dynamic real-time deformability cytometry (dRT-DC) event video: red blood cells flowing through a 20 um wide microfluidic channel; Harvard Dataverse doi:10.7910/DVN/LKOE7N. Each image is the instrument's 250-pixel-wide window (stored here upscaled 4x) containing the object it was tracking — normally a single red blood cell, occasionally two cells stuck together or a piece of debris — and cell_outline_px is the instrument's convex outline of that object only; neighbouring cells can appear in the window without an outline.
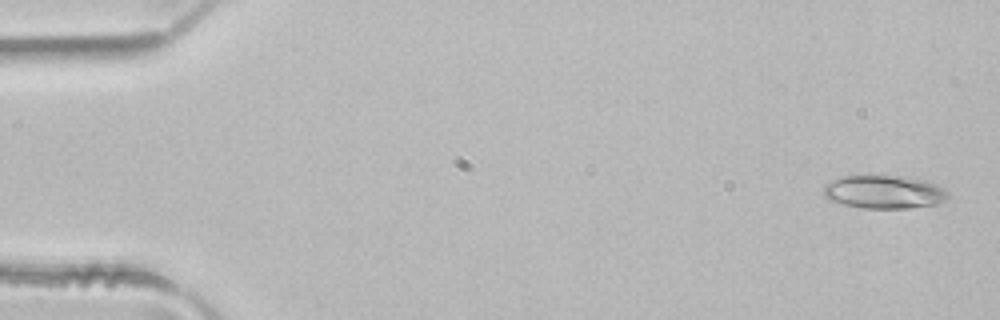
{"species": "common noctule bat (a hibernating species)", "species_latin": "Nyctalus noctula", "temperature_condition": "room temperature", "stored_images_in_passage": 3, "camera_frame_rate_fps": 3000, "um_per_image_px": 0.085, "animal": {"sex": "male", "body_mass_g": 21.5, "forearm_length_mm": 52.0}, "frame": {"image": 1, "passage_image": 1, "time_ms": 0.0, "image_size_px": [1000, 320], "cell_outline_px": [[948, 196], [944, 200], [936, 204], [908, 208], [860, 208], [828, 200], [824, 196], [824, 184], [832, 180], [844, 176], [900, 176], [924, 180], [936, 184], [944, 188], [948, 192]], "centroid_in_image_um": [75.13, 16.32], "position_along_channel_um": 9.9, "area_um2": 24.04}}